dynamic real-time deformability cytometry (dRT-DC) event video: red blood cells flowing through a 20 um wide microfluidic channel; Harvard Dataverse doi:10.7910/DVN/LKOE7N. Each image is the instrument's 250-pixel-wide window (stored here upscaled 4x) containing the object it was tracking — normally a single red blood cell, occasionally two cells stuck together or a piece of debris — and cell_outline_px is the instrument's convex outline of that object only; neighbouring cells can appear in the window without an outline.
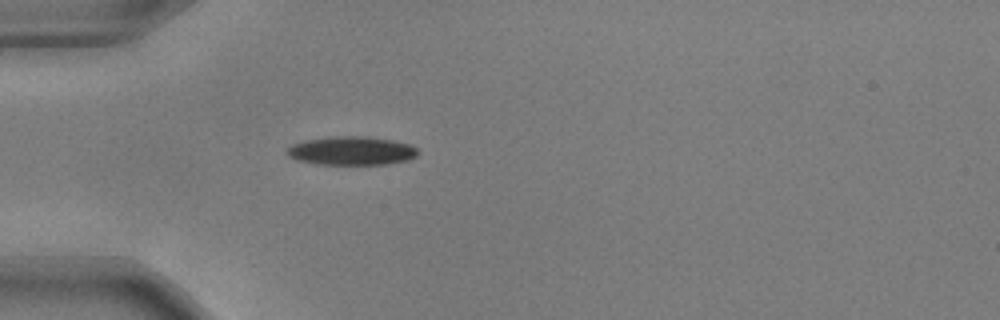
{"species": "common noctule bat (a hibernating species)", "species_latin": "Nyctalus noctula", "temperature_condition": "warm", "stored_images_in_passage": 39, "camera_frame_rate_fps": 3000, "um_per_image_px": 0.085, "animal": {"sex": "male", "body_mass_g": 17.9, "forearm_length_mm": 54.2}, "frame": {"image": 1, "passage_image": 1, "time_ms": 0.0, "image_size_px": [1000, 320], "cell_outline_px": [[416, 156], [408, 160], [388, 164], [316, 164], [296, 160], [288, 156], [288, 148], [292, 144], [304, 140], [336, 136], [368, 136], [392, 140], [408, 144], [416, 148]], "centroid_in_image_um": [29.86, 12.81], "position_along_channel_um": 55.1, "area_um2": 21.73}}
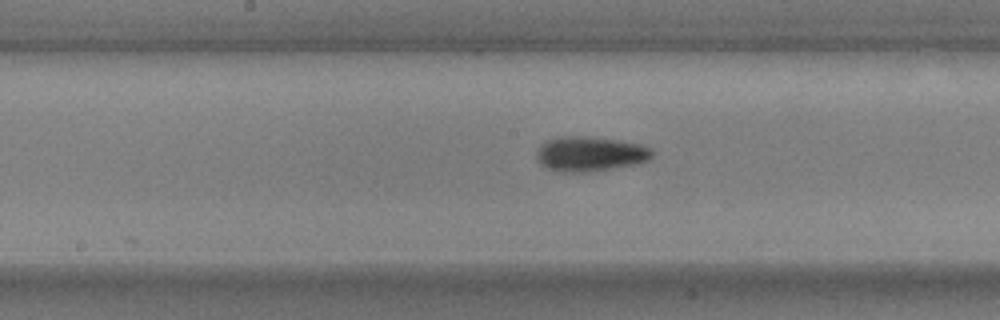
{"frame": {"image": 2, "passage_image": 13, "time_ms": 4.0, "image_size_px": [1000, 320], "cell_outline_px": [[652, 156], [648, 160], [640, 164], [588, 172], [560, 172], [548, 168], [540, 164], [536, 160], [536, 152], [540, 144], [548, 140], [560, 136], [584, 136], [616, 140], [640, 144], [652, 148]], "centroid_in_image_um": [50.14, 13.09], "position_along_channel_um": 198.1, "area_um2": 23.64}}
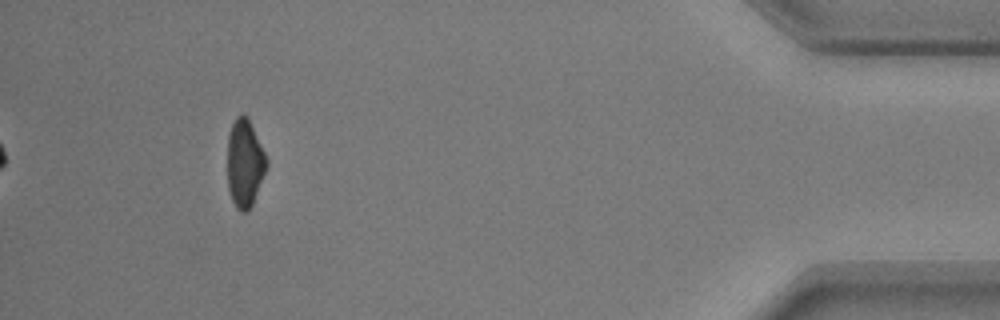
{"frame": {"image": 3, "passage_image": 35, "time_ms": 11.333, "image_size_px": [1000, 320], "cell_outline_px": [[268, 168], [252, 204], [248, 212], [240, 212], [236, 208], [232, 200], [228, 188], [228, 132], [236, 116], [248, 116], [268, 160]], "centroid_in_image_um": [20.82, 13.89], "position_along_channel_um": 414.4, "area_um2": 20.17}, "authors_computed_cell_mechanics": {"area_um2": 21.5016, "velocity_mm_per_s": 3.7616, "shape_relaxation_time_tau1_ms": 2.2856, "shape_relaxation_time_tau2_ms": 2.9271, "deformation_change_tau1": 0.1605, "deformation_change_tau2": 0.079}}